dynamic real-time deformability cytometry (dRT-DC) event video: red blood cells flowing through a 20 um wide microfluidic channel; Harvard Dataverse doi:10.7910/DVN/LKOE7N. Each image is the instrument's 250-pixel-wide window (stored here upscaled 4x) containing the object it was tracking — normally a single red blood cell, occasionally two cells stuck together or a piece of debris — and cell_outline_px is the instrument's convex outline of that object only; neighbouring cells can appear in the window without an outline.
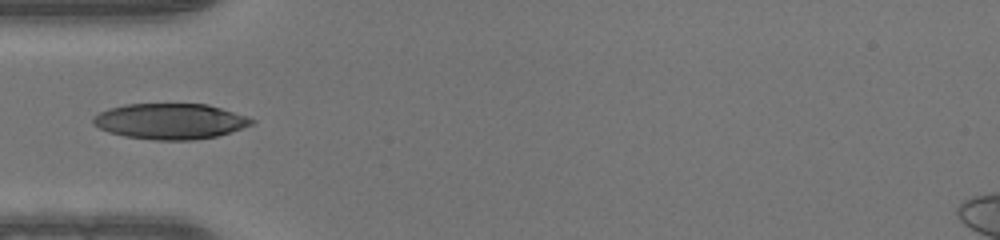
{"species": "human", "species_latin": "Homo sapiens", "temperature_condition": "warm", "stored_images_in_passage": 35, "camera_frame_rate_fps": 3000, "um_per_image_px": 0.085, "donor": {"sex": "male"}, "frame": {"image": 1, "passage_image": 1, "time_ms": 0.0, "image_size_px": [1000, 240], "cell_outline_px": [[256, 120], [252, 124], [216, 136], [192, 140], [156, 140], [124, 136], [108, 132], [92, 124], [92, 116], [108, 108], [124, 104], [208, 104], [248, 116]], "centroid_in_image_um": [14.43, 10.3], "position_along_channel_um": 70.6, "area_um2": 32.95}}
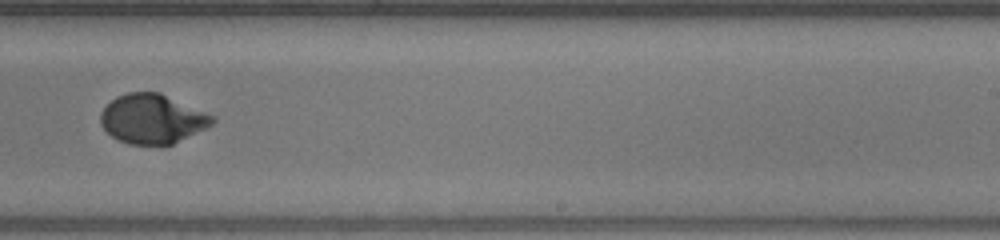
{"frame": {"image": 2, "passage_image": 16, "time_ms": 5.0, "image_size_px": [1000, 240], "cell_outline_px": [[216, 120], [212, 124], [172, 144], [128, 144], [112, 136], [100, 124], [100, 112], [116, 96], [128, 92], [160, 92], [216, 116]], "centroid_in_image_um": [12.94, 10.08], "position_along_channel_um": 276.1, "area_um2": 31.96}}
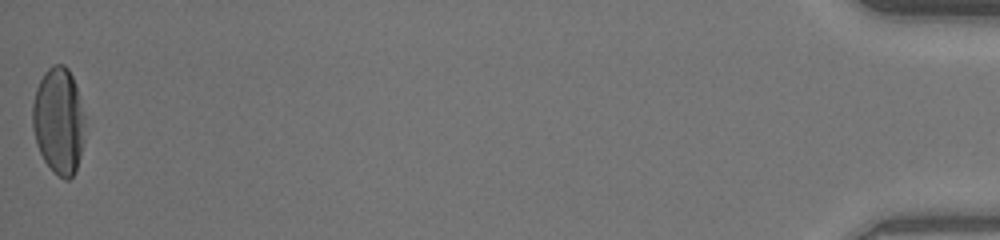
{"frame": {"image": 3, "passage_image": 35, "time_ms": 11.333, "image_size_px": [1000, 240], "cell_outline_px": [[84, 140], [76, 172], [68, 180], [64, 180], [52, 172], [44, 160], [36, 144], [32, 128], [32, 104], [36, 88], [44, 72], [52, 64], [64, 64], [68, 68], [72, 76], [76, 88], [84, 116]], "centroid_in_image_um": [4.97, 10.3], "position_along_channel_um": 430.2, "area_um2": 32.83}}